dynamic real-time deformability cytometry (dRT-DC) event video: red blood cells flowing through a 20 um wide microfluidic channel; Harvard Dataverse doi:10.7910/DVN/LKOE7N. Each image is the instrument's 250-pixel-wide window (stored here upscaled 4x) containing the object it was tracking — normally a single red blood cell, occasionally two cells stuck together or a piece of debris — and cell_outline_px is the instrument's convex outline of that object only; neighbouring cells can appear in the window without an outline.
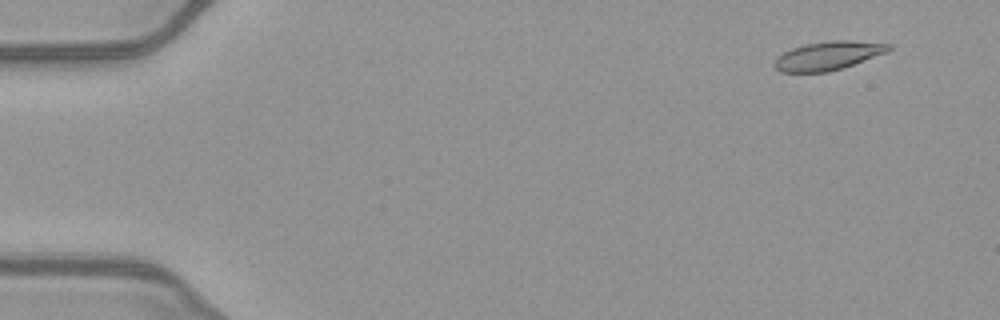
{"species": "common noctule bat (a hibernating species)", "species_latin": "Nyctalus noctula", "temperature_condition": "warm", "stored_images_in_passage": 52, "camera_frame_rate_fps": 3000, "um_per_image_px": 0.085, "animal": {"sex": "female", "body_mass_g": 21.9}, "frame": {"image": 1, "passage_image": 4, "time_ms": 1.0, "image_size_px": [1000, 320], "cell_outline_px": [[892, 48], [888, 52], [828, 72], [780, 72], [772, 64], [776, 56], [792, 48], [804, 44], [832, 40], [852, 40], [892, 44]], "centroid_in_image_um": [70.36, 4.72], "position_along_channel_um": 14.6, "area_um2": 19.07}}
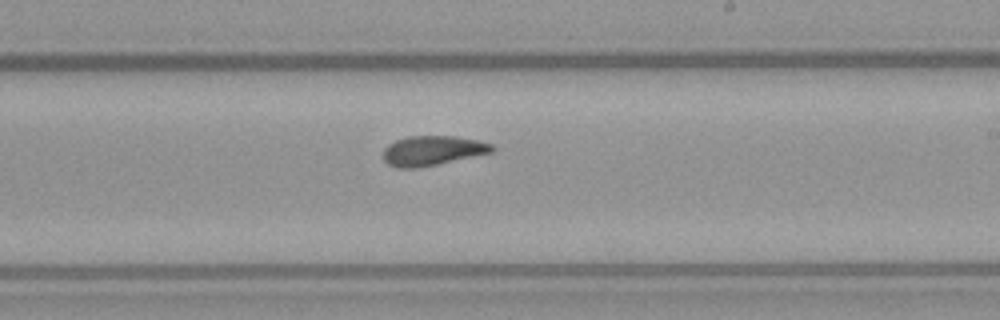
{"frame": {"image": 2, "passage_image": 31, "time_ms": 10.0, "image_size_px": [1000, 320], "cell_outline_px": [[496, 148], [492, 152], [436, 164], [416, 168], [396, 168], [388, 164], [384, 160], [384, 148], [388, 144], [396, 140], [408, 136], [456, 136], [476, 140], [492, 144]], "centroid_in_image_um": [36.74, 12.8], "position_along_channel_um": 252.3, "area_um2": 18.67}}
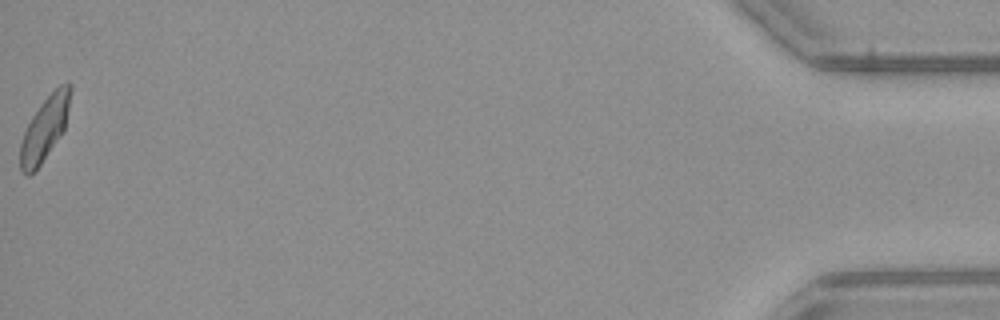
{"frame": {"image": 3, "passage_image": 52, "time_ms": 17.0, "image_size_px": [1000, 320], "cell_outline_px": [[72, 88], [64, 132], [40, 164], [28, 176], [24, 176], [20, 172], [20, 144], [24, 132], [32, 116], [40, 104], [60, 84], [68, 80], [72, 84]], "centroid_in_image_um": [3.81, 10.91], "position_along_channel_um": 431.4, "area_um2": 18.67}, "authors_computed_cell_mechanics": {"area_um2": 18.9873, "velocity_mm_per_s": 4.0179, "shape_relaxation_time_tau1_ms": 4.3119, "shape_relaxation_time_tau2_ms": 2.3351, "deformation_change_tau1": 0.1582, "deformation_change_tau2": 0.0829}}